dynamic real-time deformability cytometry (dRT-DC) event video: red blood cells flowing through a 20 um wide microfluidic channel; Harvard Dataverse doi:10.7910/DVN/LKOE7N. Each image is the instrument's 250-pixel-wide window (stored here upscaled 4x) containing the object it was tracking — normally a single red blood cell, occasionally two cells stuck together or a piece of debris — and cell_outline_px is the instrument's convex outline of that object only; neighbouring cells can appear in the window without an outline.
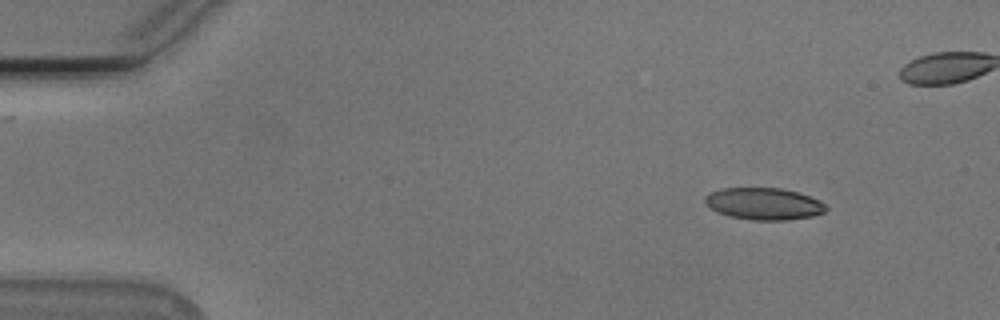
{"species": "Egyptian fruit bat (a non-hibernating species)", "species_latin": "Rousettus aegyptiacus", "temperature_condition": "cold", "stored_images_in_passage": 43, "camera_frame_rate_fps": 3000, "um_per_image_px": 0.085, "animal": {"sex": "male"}, "frame": {"image": 1, "passage_image": 1, "time_ms": 0.0, "image_size_px": [1000, 320], "cell_outline_px": [[828, 208], [824, 212], [812, 216], [788, 220], [752, 220], [732, 216], [720, 212], [712, 208], [704, 200], [704, 196], [712, 192], [724, 188], [780, 188], [796, 192], [820, 200]], "centroid_in_image_um": [64.97, 17.32], "position_along_channel_um": 20.0, "area_um2": 22.14}}
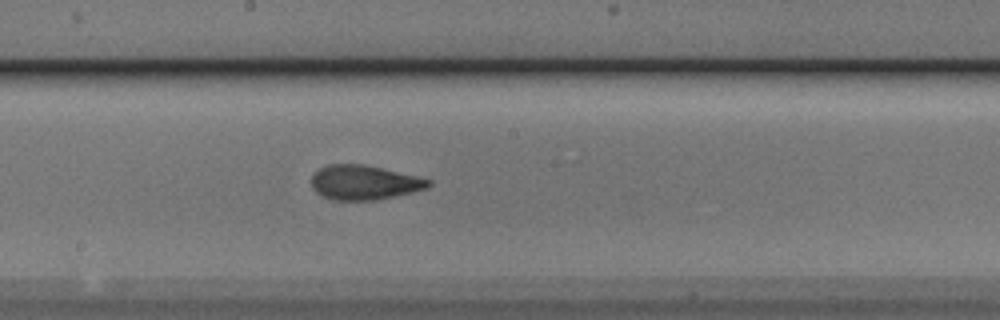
{"frame": {"image": 2, "passage_image": 24, "time_ms": 7.667, "image_size_px": [1000, 320], "cell_outline_px": [[432, 184], [428, 188], [412, 192], [376, 200], [332, 200], [316, 192], [312, 188], [312, 176], [320, 168], [328, 164], [364, 164], [416, 176], [432, 180]], "centroid_in_image_um": [30.96, 15.51], "position_along_channel_um": 217.2, "area_um2": 23.41}}
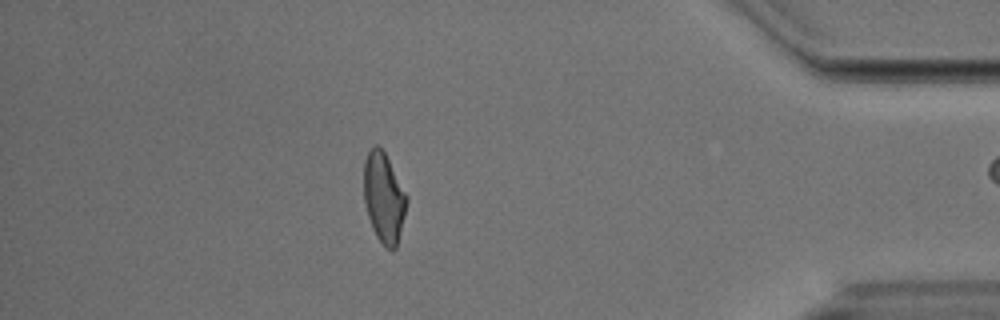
{"frame": {"image": 3, "passage_image": 42, "time_ms": 13.667, "image_size_px": [1000, 320], "cell_outline_px": [[408, 200], [396, 248], [392, 252], [376, 236], [372, 228], [364, 204], [364, 160], [368, 152], [376, 144], [384, 152], [408, 196]], "centroid_in_image_um": [32.62, 16.81], "position_along_channel_um": 402.6, "area_um2": 22.25}}